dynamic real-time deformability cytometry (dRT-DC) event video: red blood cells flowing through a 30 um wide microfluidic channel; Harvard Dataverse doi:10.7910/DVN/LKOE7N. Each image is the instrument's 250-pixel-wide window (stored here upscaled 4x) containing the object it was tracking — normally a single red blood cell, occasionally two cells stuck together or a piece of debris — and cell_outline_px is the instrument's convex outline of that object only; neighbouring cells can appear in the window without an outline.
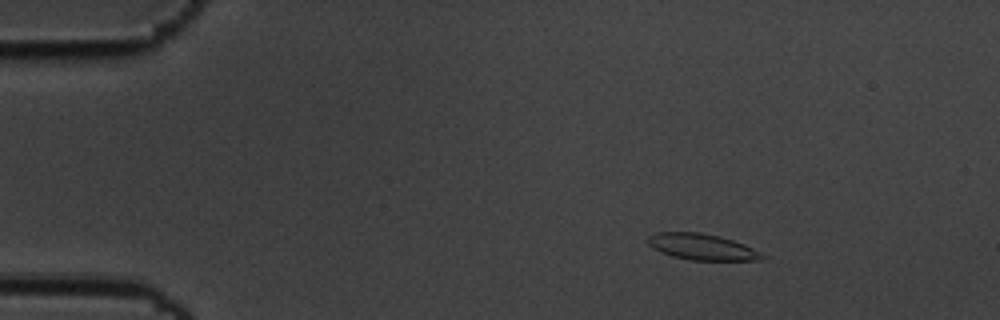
{"species": "common noctule bat (a hibernating species)", "species_latin": "Nyctalus noctula", "temperature_condition": "cold", "stored_images_in_passage": 58, "camera_frame_rate_fps": 3000, "um_per_image_px": 0.085, "animal": {"sex": "male", "body_mass_g": 19.5, "forearm_length_mm": 54.6}, "frame": {"image": 1, "passage_image": 9, "time_ms": 2.667, "image_size_px": [1000, 320], "cell_outline_px": [[768, 256], [764, 260], [688, 260], [672, 256], [660, 252], [652, 248], [648, 244], [648, 236], [656, 232], [700, 232], [720, 236], [744, 244]], "centroid_in_image_um": [59.67, 20.99], "position_along_channel_um": 25.3, "area_um2": 17.57}}
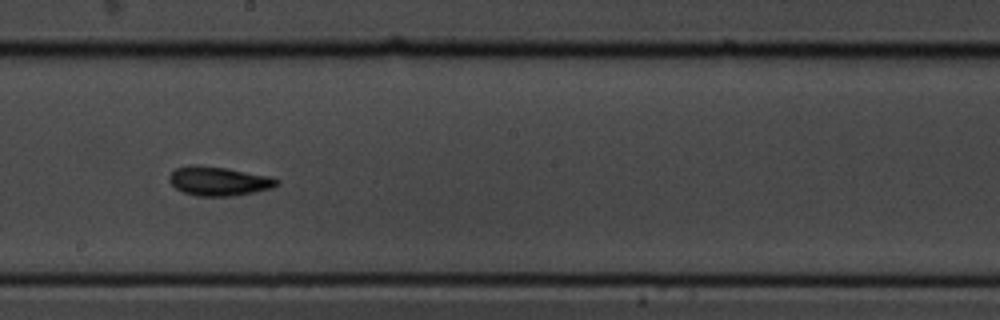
{"frame": {"image": 2, "passage_image": 33, "time_ms": 10.667, "image_size_px": [1000, 320], "cell_outline_px": [[280, 184], [272, 188], [236, 196], [196, 196], [184, 192], [176, 188], [168, 180], [168, 176], [176, 168], [188, 164], [196, 164], [228, 168], [268, 176], [280, 180]], "centroid_in_image_um": [18.58, 15.39], "position_along_channel_um": 229.6, "area_um2": 18.44}}
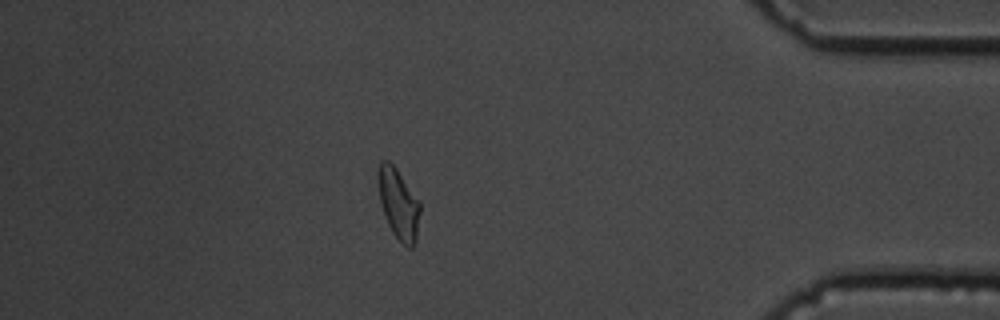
{"frame": {"image": 3, "passage_image": 51, "time_ms": 16.667, "image_size_px": [1000, 320], "cell_outline_px": [[420, 212], [416, 240], [412, 248], [408, 248], [392, 232], [388, 224], [380, 204], [376, 176], [380, 160], [388, 160], [396, 168], [420, 204]], "centroid_in_image_um": [33.83, 17.3], "position_along_channel_um": 401.4, "area_um2": 17.11}, "authors_computed_cell_mechanics": {"area_um2": 17.5134, "velocity_mm_per_s": 3.4626, "shape_relaxation_time_tau1_ms": 3.5542, "shape_relaxation_time_tau2_ms": 2.1376, "deformation_change_tau1": 0.1156, "deformation_change_tau2": 0.0728}}